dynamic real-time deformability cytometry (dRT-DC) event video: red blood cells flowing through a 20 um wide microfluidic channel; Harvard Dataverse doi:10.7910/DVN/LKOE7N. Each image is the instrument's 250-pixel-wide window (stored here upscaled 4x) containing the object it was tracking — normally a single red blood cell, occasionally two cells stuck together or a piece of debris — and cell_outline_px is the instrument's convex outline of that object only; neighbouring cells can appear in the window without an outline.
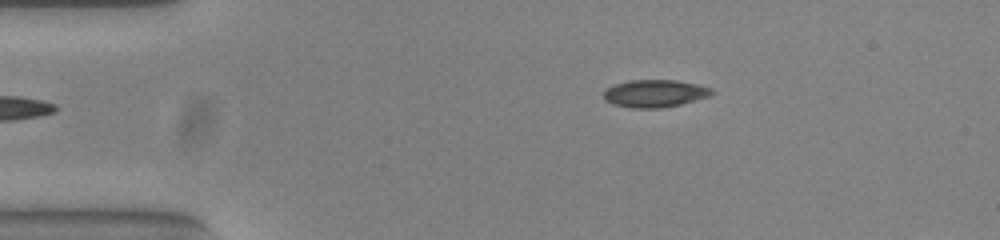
{"species": "common noctule bat (a hibernating species)", "species_latin": "Nyctalus noctula", "temperature_condition": "warm", "stored_images_in_passage": 37, "camera_frame_rate_fps": 3000, "um_per_image_px": 0.085, "animal": {"sex": "female", "body_mass_g": 23.0, "forearm_length_mm": 53.4}, "frame": {"image": 1, "passage_image": 1, "time_ms": 0.0, "image_size_px": [1000, 240], "cell_outline_px": [[716, 92], [708, 96], [680, 104], [656, 108], [632, 108], [612, 104], [604, 100], [604, 92], [608, 88], [616, 84], [628, 80], [676, 80], [696, 84], [712, 88]], "centroid_in_image_um": [55.65, 7.94], "position_along_channel_um": 29.4, "area_um2": 17.17}}
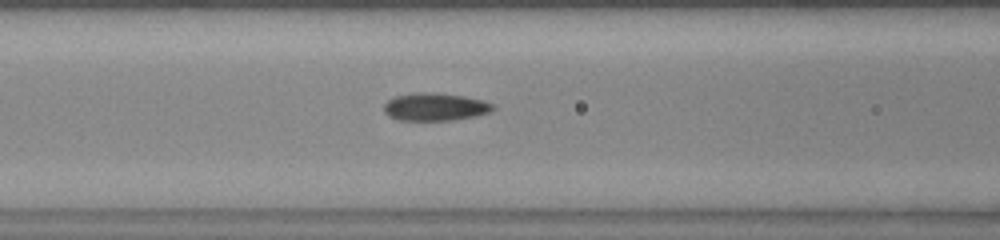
{"frame": {"image": 2, "passage_image": 13, "time_ms": 4.0, "image_size_px": [1000, 240], "cell_outline_px": [[496, 108], [488, 112], [472, 116], [448, 120], [400, 120], [388, 116], [384, 112], [384, 104], [388, 100], [396, 96], [416, 92], [428, 92], [464, 96], [484, 100], [492, 104]], "centroid_in_image_um": [36.95, 9.07], "position_along_channel_um": 129.7, "area_um2": 17.4}}
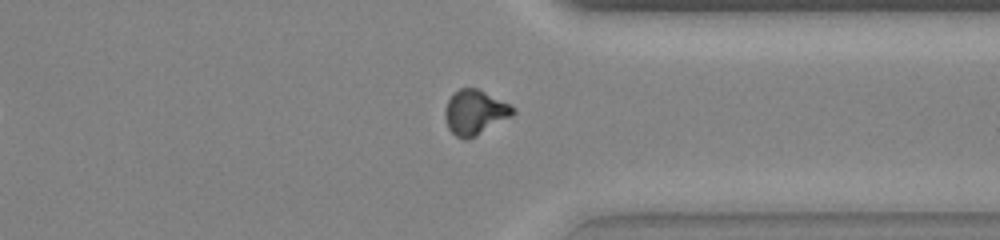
{"frame": {"image": 3, "passage_image": 32, "time_ms": 10.333, "image_size_px": [1000, 240], "cell_outline_px": [[516, 112], [512, 116], [468, 140], [464, 140], [456, 136], [448, 128], [444, 116], [444, 108], [448, 100], [460, 88], [476, 88], [516, 108]], "centroid_in_image_um": [40.35, 9.57], "position_along_channel_um": 371.1, "area_um2": 17.51}, "authors_computed_cell_mechanics": {"area_um2": 17.34, "velocity_mm_per_s": 3.8565, "shape_relaxation_time_tau1_ms": null, "shape_relaxation_time_tau2_ms": 2.1724, "deformation_change_tau1": null, "deformation_change_tau2": 0.0728}}